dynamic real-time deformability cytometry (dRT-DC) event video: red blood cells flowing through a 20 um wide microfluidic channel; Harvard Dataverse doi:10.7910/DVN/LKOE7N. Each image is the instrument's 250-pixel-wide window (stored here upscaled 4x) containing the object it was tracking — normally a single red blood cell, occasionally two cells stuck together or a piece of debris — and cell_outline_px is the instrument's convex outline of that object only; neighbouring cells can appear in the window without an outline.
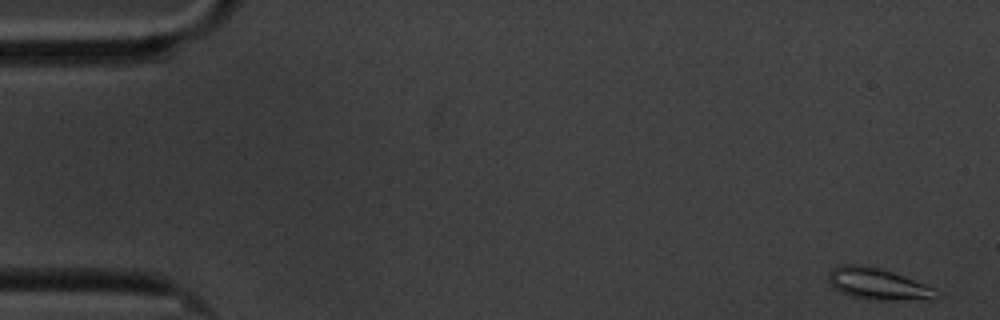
{"species": "common noctule bat (a hibernating species)", "species_latin": "Nyctalus noctula", "temperature_condition": "cold", "stored_images_in_passage": 5, "camera_frame_rate_fps": 3000, "um_per_image_px": 0.085, "animal": {"sex": "male", "body_mass_g": 20.1, "forearm_length_mm": 53.5}, "frame": {"image": 1, "passage_image": 1, "time_ms": 0.0, "image_size_px": [1000, 320], "cell_outline_px": [[940, 296], [884, 300], [868, 300], [852, 296], [840, 292], [828, 280], [828, 272], [832, 268], [840, 264], [860, 264], [880, 268], [892, 272], [924, 284], [932, 288]], "centroid_in_image_um": [74.47, 24.1], "position_along_channel_um": 10.5, "area_um2": 19.13}}
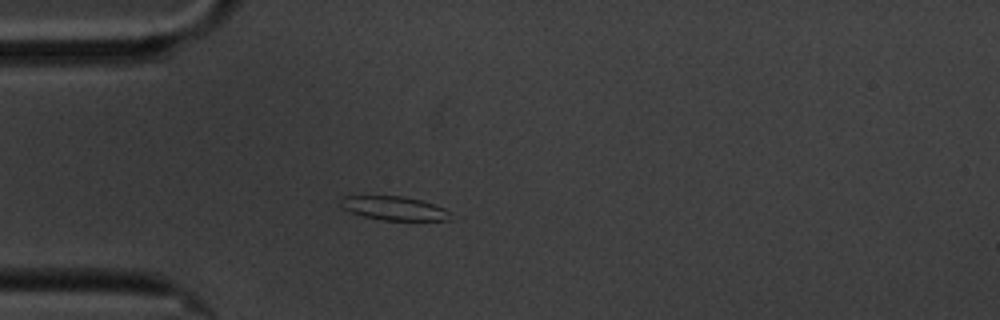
{"frame": {"image": 2, "passage_image": 5, "time_ms": 4.667, "image_size_px": [1000, 320], "cell_outline_px": [[452, 220], [384, 220], [364, 216], [352, 212], [344, 208], [340, 204], [344, 196], [404, 196], [420, 200], [444, 208], [448, 212]], "centroid_in_image_um": [33.52, 17.7], "position_along_channel_um": 51.5, "area_um2": 14.91}}